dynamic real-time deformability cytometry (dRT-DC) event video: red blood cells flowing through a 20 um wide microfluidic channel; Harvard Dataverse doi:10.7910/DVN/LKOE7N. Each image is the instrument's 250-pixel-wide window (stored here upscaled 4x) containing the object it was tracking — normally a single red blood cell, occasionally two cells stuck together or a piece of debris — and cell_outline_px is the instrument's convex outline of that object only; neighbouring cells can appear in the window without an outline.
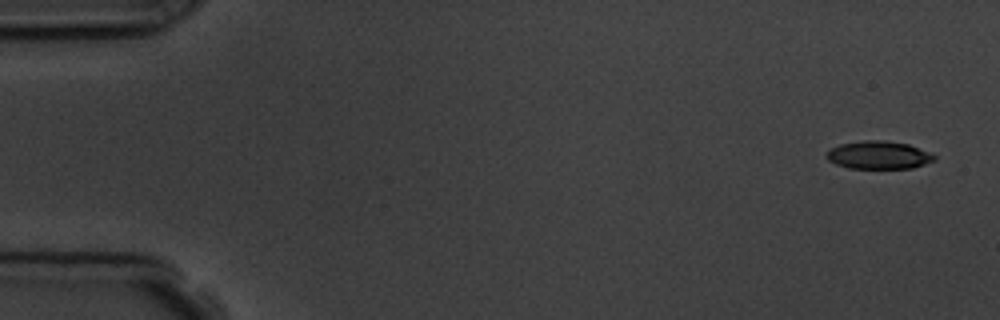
{"species": "common noctule bat (a hibernating species)", "species_latin": "Nyctalus noctula", "temperature_condition": "room temperature", "stored_images_in_passage": 4, "camera_frame_rate_fps": 3000, "um_per_image_px": 0.085, "animal": {"sex": "male", "body_mass_g": 19.5, "forearm_length_mm": 54.6}, "frame": {"image": 1, "passage_image": 1, "time_ms": 0.0, "image_size_px": [1000, 320], "cell_outline_px": [[936, 160], [912, 168], [848, 168], [836, 164], [828, 160], [828, 152], [832, 148], [840, 144], [864, 140], [884, 140], [908, 144], [928, 152], [936, 156]], "centroid_in_image_um": [74.7, 13.18], "position_along_channel_um": 10.3, "area_um2": 17.34}}
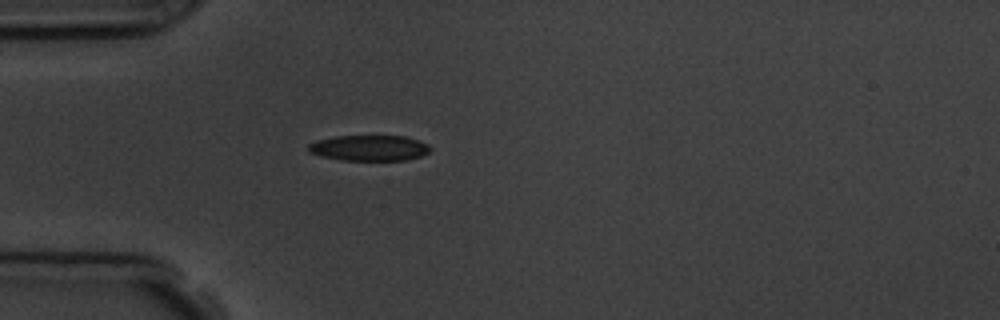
{"frame": {"image": 2, "passage_image": 4, "time_ms": 4.333, "image_size_px": [1000, 320], "cell_outline_px": [[432, 148], [428, 152], [420, 156], [404, 160], [340, 160], [320, 156], [308, 152], [308, 144], [316, 140], [336, 136], [404, 136], [428, 144]], "centroid_in_image_um": [31.34, 12.58], "position_along_channel_um": 53.7, "area_um2": 18.21}}